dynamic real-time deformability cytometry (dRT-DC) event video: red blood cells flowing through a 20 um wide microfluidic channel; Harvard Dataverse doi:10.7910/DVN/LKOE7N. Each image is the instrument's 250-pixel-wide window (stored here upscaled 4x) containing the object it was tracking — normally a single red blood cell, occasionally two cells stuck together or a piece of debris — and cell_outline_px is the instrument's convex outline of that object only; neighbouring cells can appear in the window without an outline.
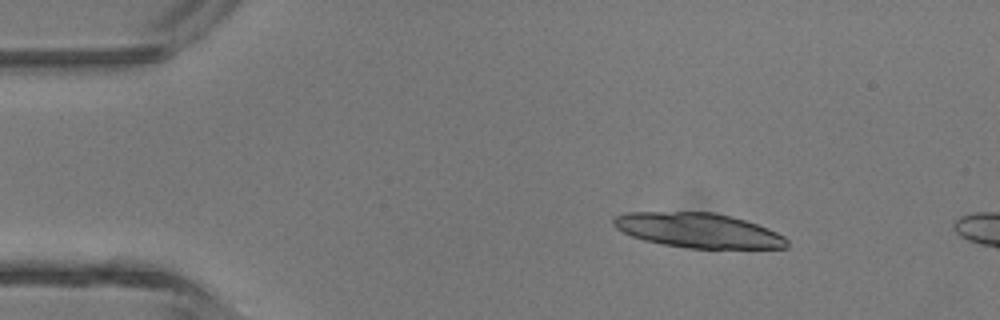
{"species": "common noctule bat (a hibernating species)", "species_latin": "Nyctalus noctula", "temperature_condition": "room temperature", "stored_images_in_passage": 4, "camera_frame_rate_fps": 3000, "um_per_image_px": 0.085, "animal": {"sex": "male", "body_mass_g": 13.3}, "frame": {"image": 1, "passage_image": 2, "time_ms": 1.0, "image_size_px": [1000, 320], "cell_outline_px": [[788, 248], [688, 248], [664, 244], [644, 240], [632, 236], [616, 228], [612, 224], [612, 216], [624, 212], [716, 212], [732, 216], [768, 228], [784, 236], [788, 240]], "centroid_in_image_um": [59.33, 19.57], "position_along_channel_um": 25.7, "area_um2": 35.14}}